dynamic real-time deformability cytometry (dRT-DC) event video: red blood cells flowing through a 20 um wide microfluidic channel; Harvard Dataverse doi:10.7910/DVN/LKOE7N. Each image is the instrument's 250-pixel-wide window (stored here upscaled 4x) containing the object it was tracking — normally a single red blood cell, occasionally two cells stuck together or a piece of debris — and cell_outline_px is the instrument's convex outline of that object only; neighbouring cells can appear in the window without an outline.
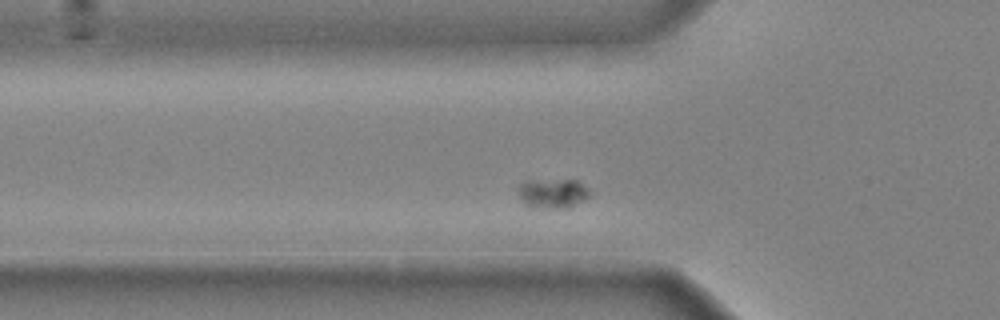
{"species": "common noctule bat (a hibernating species)", "species_latin": "Nyctalus noctula", "temperature_condition": "cold", "stored_images_in_passage": 39, "camera_frame_rate_fps": 3000, "um_per_image_px": 0.085, "animal": {"sex": "male", "body_mass_g": 20.4}, "frame": {"image": 1, "passage_image": 7, "time_ms": 2.0, "image_size_px": [1000, 320], "cell_outline_px": [[592, 196], [568, 208], [548, 208], [524, 204], [520, 196], [520, 184], [524, 180], [580, 180], [592, 192]], "centroid_in_image_um": [47.07, 16.41], "position_along_channel_um": 78.7, "area_um2": 12.37}}
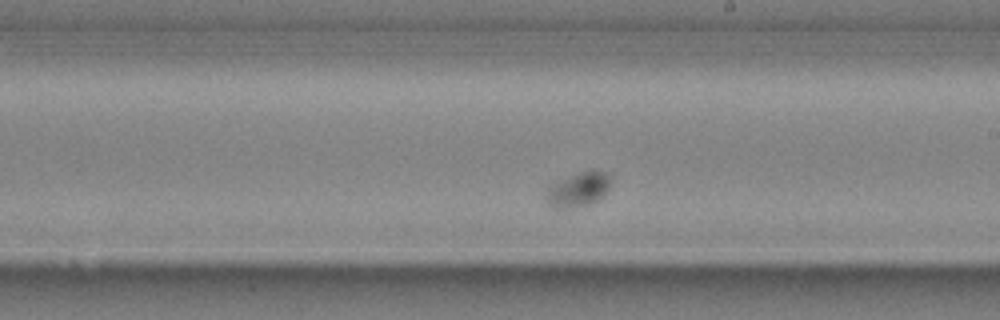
{"frame": {"image": 2, "passage_image": 20, "time_ms": 6.333, "image_size_px": [1000, 320], "cell_outline_px": [[612, 176], [608, 188], [600, 200], [588, 204], [568, 208], [552, 208], [548, 204], [544, 196], [548, 188], [552, 184], [560, 180], [580, 172], [592, 168], [604, 172]], "centroid_in_image_um": [49.16, 16.1], "position_along_channel_um": 239.8, "area_um2": 13.12}}
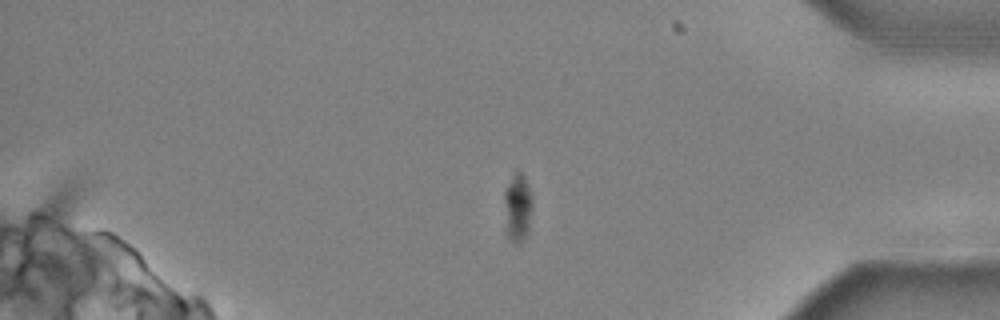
{"frame": {"image": 3, "passage_image": 34, "time_ms": 11.0, "image_size_px": [1000, 320], "cell_outline_px": [[532, 208], [528, 232], [520, 244], [512, 244], [508, 240], [504, 200], [504, 192], [512, 168], [516, 168], [524, 176], [532, 192]], "centroid_in_image_um": [44.0, 17.57], "position_along_channel_um": 391.2, "area_um2": 11.73}}